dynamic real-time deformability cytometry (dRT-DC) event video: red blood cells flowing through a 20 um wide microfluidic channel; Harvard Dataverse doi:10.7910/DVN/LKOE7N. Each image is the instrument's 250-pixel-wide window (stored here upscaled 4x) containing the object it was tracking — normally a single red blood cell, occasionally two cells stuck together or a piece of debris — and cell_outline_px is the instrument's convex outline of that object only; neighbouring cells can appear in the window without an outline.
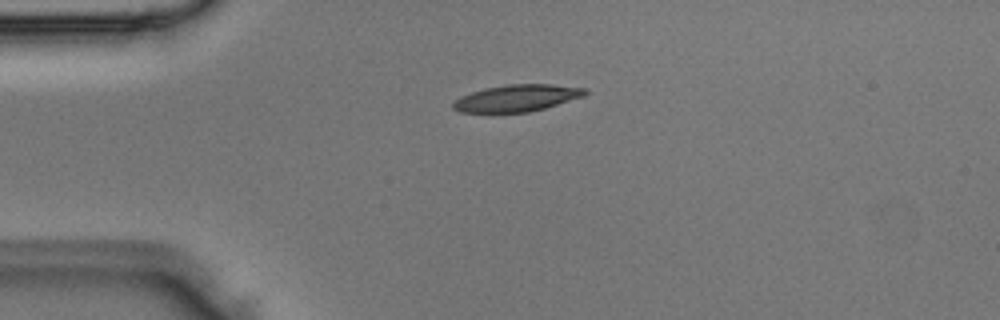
{"species": "Egyptian fruit bat (a non-hibernating species)", "species_latin": "Rousettus aegyptiacus", "temperature_condition": "room temperature", "stored_images_in_passage": 4, "camera_frame_rate_fps": 3000, "um_per_image_px": 0.085, "animal": {"sex": "male"}, "frame": {"image": 1, "passage_image": 2, "time_ms": 0.333, "image_size_px": [1000, 320], "cell_outline_px": [[588, 92], [584, 96], [544, 108], [528, 112], [460, 112], [452, 108], [452, 104], [460, 96], [484, 88], [508, 84], [552, 84], [588, 88]], "centroid_in_image_um": [43.95, 8.32], "position_along_channel_um": 41.0, "area_um2": 20.58}}
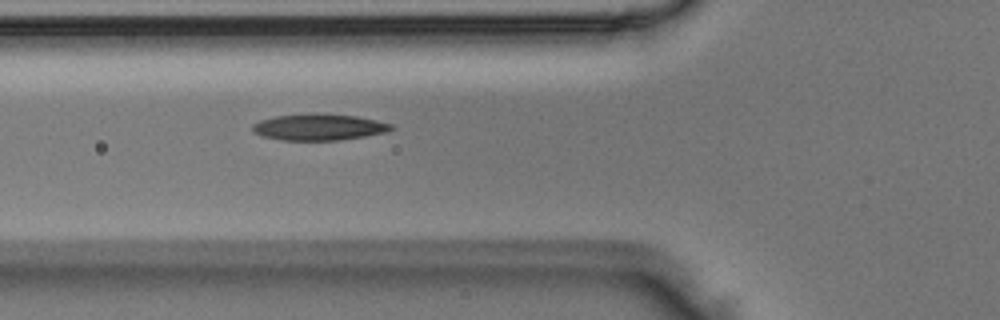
{"frame": {"image": 2, "passage_image": 4, "time_ms": 1.0, "image_size_px": [1000, 320], "cell_outline_px": [[396, 128], [384, 132], [364, 136], [340, 140], [284, 140], [264, 136], [252, 132], [252, 124], [260, 120], [276, 116], [356, 116], [376, 120], [392, 124]], "centroid_in_image_um": [27.11, 10.85], "position_along_channel_um": 98.7, "area_um2": 20.23}}